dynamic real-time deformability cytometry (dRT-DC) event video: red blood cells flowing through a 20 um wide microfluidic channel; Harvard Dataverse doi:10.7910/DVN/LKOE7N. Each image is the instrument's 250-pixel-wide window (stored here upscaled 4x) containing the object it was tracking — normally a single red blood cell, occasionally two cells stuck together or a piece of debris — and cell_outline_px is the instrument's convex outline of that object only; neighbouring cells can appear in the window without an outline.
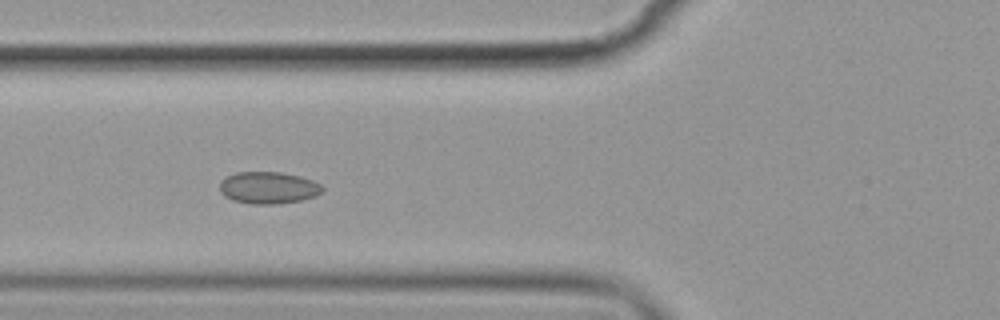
{"species": "common noctule bat (a hibernating species)", "species_latin": "Nyctalus noctula", "temperature_condition": "cold", "stored_images_in_passage": 7, "camera_frame_rate_fps": 3000, "um_per_image_px": 0.085, "animal": {"sex": "female", "body_mass_g": 19.9}, "frame": {"image": 1, "passage_image": 6, "time_ms": 6.667, "image_size_px": [1000, 320], "cell_outline_px": [[324, 188], [316, 196], [300, 200], [276, 204], [252, 204], [232, 200], [224, 196], [220, 192], [220, 180], [236, 172], [280, 172], [300, 176], [312, 180], [320, 184]], "centroid_in_image_um": [22.79, 15.96], "position_along_channel_um": 103.0, "area_um2": 19.13}}
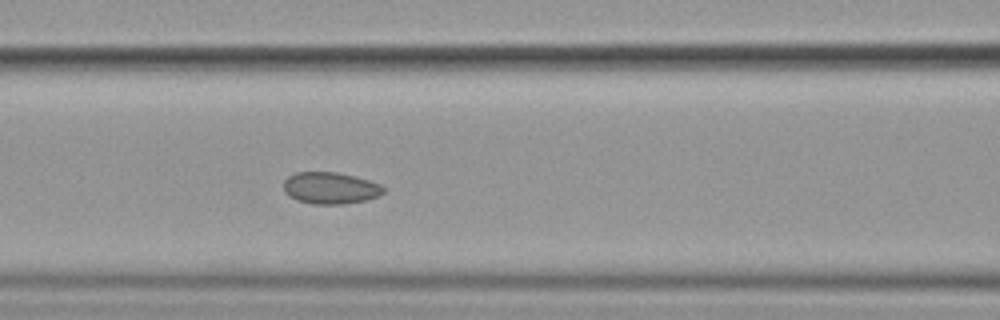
{"frame": {"image": 2, "passage_image": 7, "time_ms": 7.667, "image_size_px": [1000, 320], "cell_outline_px": [[384, 192], [376, 196], [364, 200], [344, 204], [312, 204], [296, 200], [288, 196], [284, 192], [284, 180], [288, 176], [296, 172], [336, 172], [356, 176], [380, 184], [384, 188]], "centroid_in_image_um": [28.04, 15.98], "position_along_channel_um": 138.6, "area_um2": 18.5}}